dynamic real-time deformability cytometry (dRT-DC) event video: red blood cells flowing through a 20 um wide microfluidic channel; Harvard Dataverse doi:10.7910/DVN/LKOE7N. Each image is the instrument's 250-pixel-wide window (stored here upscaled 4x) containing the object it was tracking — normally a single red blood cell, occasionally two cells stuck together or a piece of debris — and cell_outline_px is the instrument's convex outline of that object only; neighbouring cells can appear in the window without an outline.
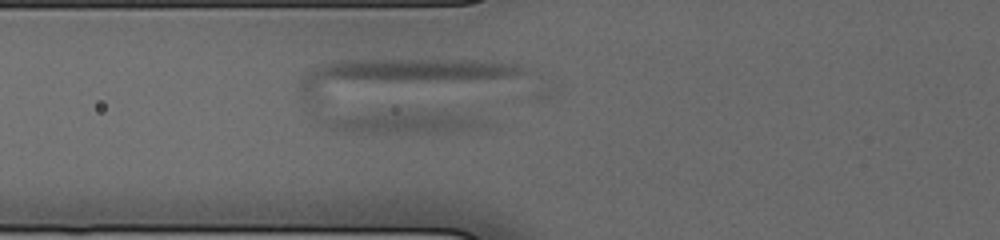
{"species": "human", "species_latin": "Homo sapiens", "temperature_condition": "cold", "stored_images_in_passage": 28, "camera_frame_rate_fps": 3000, "um_per_image_px": 0.085, "donor": {"sex": "male"}, "frame": {"image": 1, "passage_image": 3, "time_ms": 0.667, "image_size_px": [1000, 240], "cell_outline_px": [[492, 124], [488, 128], [444, 132], [348, 132], [332, 128], [320, 124], [316, 120], [316, 116], [428, 112], [440, 112], [480, 120]], "centroid_in_image_um": [34.17, 10.43], "position_along_channel_um": 91.6, "area_um2": 19.94}}